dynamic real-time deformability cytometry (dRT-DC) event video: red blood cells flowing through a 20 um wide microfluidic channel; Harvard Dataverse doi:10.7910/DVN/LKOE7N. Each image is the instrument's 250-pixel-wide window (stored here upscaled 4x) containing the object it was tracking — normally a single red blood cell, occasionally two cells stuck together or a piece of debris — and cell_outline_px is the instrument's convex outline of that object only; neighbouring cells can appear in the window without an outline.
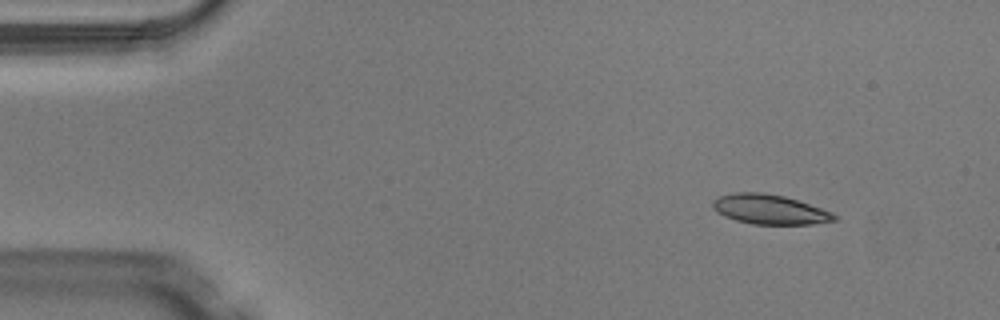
{"species": "Egyptian fruit bat (a non-hibernating species)", "species_latin": "Rousettus aegyptiacus", "temperature_condition": "warm", "stored_images_in_passage": 4, "camera_frame_rate_fps": 3000, "um_per_image_px": 0.085, "animal": {"sex": "male"}, "frame": {"image": 1, "passage_image": 1, "time_ms": 0.0, "image_size_px": [1000, 320], "cell_outline_px": [[840, 216], [836, 220], [812, 224], [752, 224], [736, 220], [724, 216], [716, 212], [712, 208], [712, 200], [720, 196], [736, 192], [764, 192], [784, 196], [832, 212]], "centroid_in_image_um": [65.4, 17.8], "position_along_channel_um": 19.6, "area_um2": 21.04}}
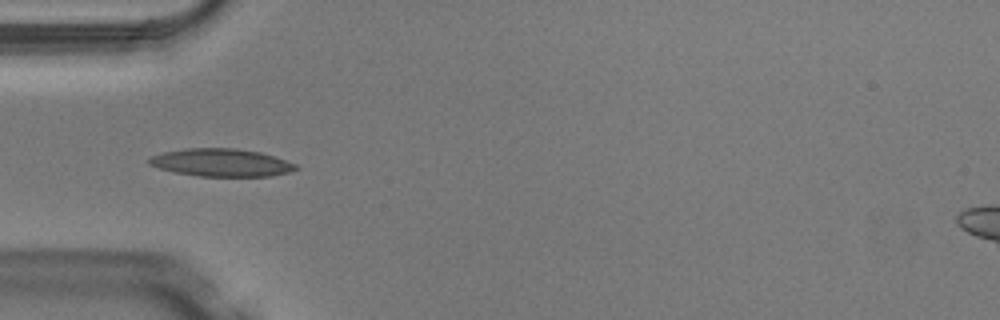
{"frame": {"image": 2, "passage_image": 4, "time_ms": 1.0, "image_size_px": [1000, 320], "cell_outline_px": [[300, 168], [288, 172], [272, 176], [200, 176], [176, 172], [160, 168], [148, 164], [148, 160], [152, 156], [164, 152], [184, 148], [236, 148], [260, 152], [296, 164]], "centroid_in_image_um": [18.81, 13.81], "position_along_channel_um": 66.2, "area_um2": 23.52}}